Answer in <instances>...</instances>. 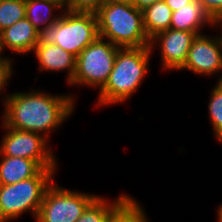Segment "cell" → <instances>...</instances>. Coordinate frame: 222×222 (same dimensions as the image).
I'll return each mask as SVG.
<instances>
[{
	"label": "cell",
	"instance_id": "1",
	"mask_svg": "<svg viewBox=\"0 0 222 222\" xmlns=\"http://www.w3.org/2000/svg\"><path fill=\"white\" fill-rule=\"evenodd\" d=\"M2 122L12 129L30 131L50 139V131H56L75 109V97L50 95L33 89L14 92L3 98Z\"/></svg>",
	"mask_w": 222,
	"mask_h": 222
},
{
	"label": "cell",
	"instance_id": "2",
	"mask_svg": "<svg viewBox=\"0 0 222 222\" xmlns=\"http://www.w3.org/2000/svg\"><path fill=\"white\" fill-rule=\"evenodd\" d=\"M151 53L150 47L120 48L109 79L99 91L95 105L122 104L130 99L149 71Z\"/></svg>",
	"mask_w": 222,
	"mask_h": 222
},
{
	"label": "cell",
	"instance_id": "3",
	"mask_svg": "<svg viewBox=\"0 0 222 222\" xmlns=\"http://www.w3.org/2000/svg\"><path fill=\"white\" fill-rule=\"evenodd\" d=\"M99 37L121 48L149 47L143 12L129 3L105 1L96 13Z\"/></svg>",
	"mask_w": 222,
	"mask_h": 222
},
{
	"label": "cell",
	"instance_id": "4",
	"mask_svg": "<svg viewBox=\"0 0 222 222\" xmlns=\"http://www.w3.org/2000/svg\"><path fill=\"white\" fill-rule=\"evenodd\" d=\"M99 37L94 13L62 11L60 18L39 32L38 44H55L77 57Z\"/></svg>",
	"mask_w": 222,
	"mask_h": 222
},
{
	"label": "cell",
	"instance_id": "5",
	"mask_svg": "<svg viewBox=\"0 0 222 222\" xmlns=\"http://www.w3.org/2000/svg\"><path fill=\"white\" fill-rule=\"evenodd\" d=\"M57 168H42L34 177L14 184H0V222L30 212L36 219L44 193L54 181ZM55 174V175H54Z\"/></svg>",
	"mask_w": 222,
	"mask_h": 222
},
{
	"label": "cell",
	"instance_id": "6",
	"mask_svg": "<svg viewBox=\"0 0 222 222\" xmlns=\"http://www.w3.org/2000/svg\"><path fill=\"white\" fill-rule=\"evenodd\" d=\"M120 48L98 37L76 57L75 73L68 85L96 87L100 91L109 79Z\"/></svg>",
	"mask_w": 222,
	"mask_h": 222
},
{
	"label": "cell",
	"instance_id": "7",
	"mask_svg": "<svg viewBox=\"0 0 222 222\" xmlns=\"http://www.w3.org/2000/svg\"><path fill=\"white\" fill-rule=\"evenodd\" d=\"M98 197L57 186L53 181L46 189L36 222H76Z\"/></svg>",
	"mask_w": 222,
	"mask_h": 222
},
{
	"label": "cell",
	"instance_id": "8",
	"mask_svg": "<svg viewBox=\"0 0 222 222\" xmlns=\"http://www.w3.org/2000/svg\"><path fill=\"white\" fill-rule=\"evenodd\" d=\"M2 142H0V156L22 157L35 160L42 168H57V158L49 148L48 139L44 136L7 127Z\"/></svg>",
	"mask_w": 222,
	"mask_h": 222
},
{
	"label": "cell",
	"instance_id": "9",
	"mask_svg": "<svg viewBox=\"0 0 222 222\" xmlns=\"http://www.w3.org/2000/svg\"><path fill=\"white\" fill-rule=\"evenodd\" d=\"M190 70L194 74L212 76L222 72V34L197 35L188 51L184 65L178 70ZM222 82V75L218 77Z\"/></svg>",
	"mask_w": 222,
	"mask_h": 222
},
{
	"label": "cell",
	"instance_id": "10",
	"mask_svg": "<svg viewBox=\"0 0 222 222\" xmlns=\"http://www.w3.org/2000/svg\"><path fill=\"white\" fill-rule=\"evenodd\" d=\"M196 36L197 34L193 32L169 28L152 37L149 47L152 52L155 45L160 49L161 65L164 70H179L184 65Z\"/></svg>",
	"mask_w": 222,
	"mask_h": 222
},
{
	"label": "cell",
	"instance_id": "11",
	"mask_svg": "<svg viewBox=\"0 0 222 222\" xmlns=\"http://www.w3.org/2000/svg\"><path fill=\"white\" fill-rule=\"evenodd\" d=\"M38 41L39 31L25 17L0 33V56L5 57L2 54L6 48L19 55L29 54Z\"/></svg>",
	"mask_w": 222,
	"mask_h": 222
},
{
	"label": "cell",
	"instance_id": "12",
	"mask_svg": "<svg viewBox=\"0 0 222 222\" xmlns=\"http://www.w3.org/2000/svg\"><path fill=\"white\" fill-rule=\"evenodd\" d=\"M39 72H61L67 70V83L75 73L76 57L55 44H37L34 49Z\"/></svg>",
	"mask_w": 222,
	"mask_h": 222
},
{
	"label": "cell",
	"instance_id": "13",
	"mask_svg": "<svg viewBox=\"0 0 222 222\" xmlns=\"http://www.w3.org/2000/svg\"><path fill=\"white\" fill-rule=\"evenodd\" d=\"M215 27L216 21L209 15L200 2H193L172 12L171 29L193 32L201 35L200 31L206 26Z\"/></svg>",
	"mask_w": 222,
	"mask_h": 222
},
{
	"label": "cell",
	"instance_id": "14",
	"mask_svg": "<svg viewBox=\"0 0 222 222\" xmlns=\"http://www.w3.org/2000/svg\"><path fill=\"white\" fill-rule=\"evenodd\" d=\"M0 184L9 185L34 177L42 167L31 159L0 156Z\"/></svg>",
	"mask_w": 222,
	"mask_h": 222
},
{
	"label": "cell",
	"instance_id": "15",
	"mask_svg": "<svg viewBox=\"0 0 222 222\" xmlns=\"http://www.w3.org/2000/svg\"><path fill=\"white\" fill-rule=\"evenodd\" d=\"M142 12L144 30L149 39L170 28L172 10L164 0L155 2Z\"/></svg>",
	"mask_w": 222,
	"mask_h": 222
},
{
	"label": "cell",
	"instance_id": "16",
	"mask_svg": "<svg viewBox=\"0 0 222 222\" xmlns=\"http://www.w3.org/2000/svg\"><path fill=\"white\" fill-rule=\"evenodd\" d=\"M26 18L40 32L54 24L61 16V8L47 0H25ZM60 10V13L54 14V11Z\"/></svg>",
	"mask_w": 222,
	"mask_h": 222
},
{
	"label": "cell",
	"instance_id": "17",
	"mask_svg": "<svg viewBox=\"0 0 222 222\" xmlns=\"http://www.w3.org/2000/svg\"><path fill=\"white\" fill-rule=\"evenodd\" d=\"M144 208L128 195L109 215L106 222H148Z\"/></svg>",
	"mask_w": 222,
	"mask_h": 222
},
{
	"label": "cell",
	"instance_id": "18",
	"mask_svg": "<svg viewBox=\"0 0 222 222\" xmlns=\"http://www.w3.org/2000/svg\"><path fill=\"white\" fill-rule=\"evenodd\" d=\"M120 194L114 201L98 196L76 222H106L108 215L128 196Z\"/></svg>",
	"mask_w": 222,
	"mask_h": 222
},
{
	"label": "cell",
	"instance_id": "19",
	"mask_svg": "<svg viewBox=\"0 0 222 222\" xmlns=\"http://www.w3.org/2000/svg\"><path fill=\"white\" fill-rule=\"evenodd\" d=\"M208 112L215 138L222 143V82H218L212 89Z\"/></svg>",
	"mask_w": 222,
	"mask_h": 222
},
{
	"label": "cell",
	"instance_id": "20",
	"mask_svg": "<svg viewBox=\"0 0 222 222\" xmlns=\"http://www.w3.org/2000/svg\"><path fill=\"white\" fill-rule=\"evenodd\" d=\"M25 17V0L0 1V33Z\"/></svg>",
	"mask_w": 222,
	"mask_h": 222
},
{
	"label": "cell",
	"instance_id": "21",
	"mask_svg": "<svg viewBox=\"0 0 222 222\" xmlns=\"http://www.w3.org/2000/svg\"><path fill=\"white\" fill-rule=\"evenodd\" d=\"M105 0H70L69 11L96 14Z\"/></svg>",
	"mask_w": 222,
	"mask_h": 222
},
{
	"label": "cell",
	"instance_id": "22",
	"mask_svg": "<svg viewBox=\"0 0 222 222\" xmlns=\"http://www.w3.org/2000/svg\"><path fill=\"white\" fill-rule=\"evenodd\" d=\"M13 60L12 58H7L0 56V94H2L3 89L8 85L10 78L13 74Z\"/></svg>",
	"mask_w": 222,
	"mask_h": 222
},
{
	"label": "cell",
	"instance_id": "23",
	"mask_svg": "<svg viewBox=\"0 0 222 222\" xmlns=\"http://www.w3.org/2000/svg\"><path fill=\"white\" fill-rule=\"evenodd\" d=\"M200 2L209 15L217 22L222 16V0H196Z\"/></svg>",
	"mask_w": 222,
	"mask_h": 222
},
{
	"label": "cell",
	"instance_id": "24",
	"mask_svg": "<svg viewBox=\"0 0 222 222\" xmlns=\"http://www.w3.org/2000/svg\"><path fill=\"white\" fill-rule=\"evenodd\" d=\"M164 1L170 7L172 12H174L177 11L179 8L185 7V5H188L194 0H164Z\"/></svg>",
	"mask_w": 222,
	"mask_h": 222
},
{
	"label": "cell",
	"instance_id": "25",
	"mask_svg": "<svg viewBox=\"0 0 222 222\" xmlns=\"http://www.w3.org/2000/svg\"><path fill=\"white\" fill-rule=\"evenodd\" d=\"M160 0H134L133 6L140 11L145 10L147 7L151 6L155 2Z\"/></svg>",
	"mask_w": 222,
	"mask_h": 222
},
{
	"label": "cell",
	"instance_id": "26",
	"mask_svg": "<svg viewBox=\"0 0 222 222\" xmlns=\"http://www.w3.org/2000/svg\"><path fill=\"white\" fill-rule=\"evenodd\" d=\"M47 1L56 4L62 9V11H67V10L69 11L70 0H47Z\"/></svg>",
	"mask_w": 222,
	"mask_h": 222
},
{
	"label": "cell",
	"instance_id": "27",
	"mask_svg": "<svg viewBox=\"0 0 222 222\" xmlns=\"http://www.w3.org/2000/svg\"><path fill=\"white\" fill-rule=\"evenodd\" d=\"M218 210L217 211V218H218V222H222V203L219 205V207H217Z\"/></svg>",
	"mask_w": 222,
	"mask_h": 222
},
{
	"label": "cell",
	"instance_id": "28",
	"mask_svg": "<svg viewBox=\"0 0 222 222\" xmlns=\"http://www.w3.org/2000/svg\"><path fill=\"white\" fill-rule=\"evenodd\" d=\"M105 1L121 2V3H129V4H133L134 2V0H105Z\"/></svg>",
	"mask_w": 222,
	"mask_h": 222
},
{
	"label": "cell",
	"instance_id": "29",
	"mask_svg": "<svg viewBox=\"0 0 222 222\" xmlns=\"http://www.w3.org/2000/svg\"><path fill=\"white\" fill-rule=\"evenodd\" d=\"M218 26L221 27V30H222V16L216 22V27L219 28ZM219 33L222 34V32H219Z\"/></svg>",
	"mask_w": 222,
	"mask_h": 222
}]
</instances>
